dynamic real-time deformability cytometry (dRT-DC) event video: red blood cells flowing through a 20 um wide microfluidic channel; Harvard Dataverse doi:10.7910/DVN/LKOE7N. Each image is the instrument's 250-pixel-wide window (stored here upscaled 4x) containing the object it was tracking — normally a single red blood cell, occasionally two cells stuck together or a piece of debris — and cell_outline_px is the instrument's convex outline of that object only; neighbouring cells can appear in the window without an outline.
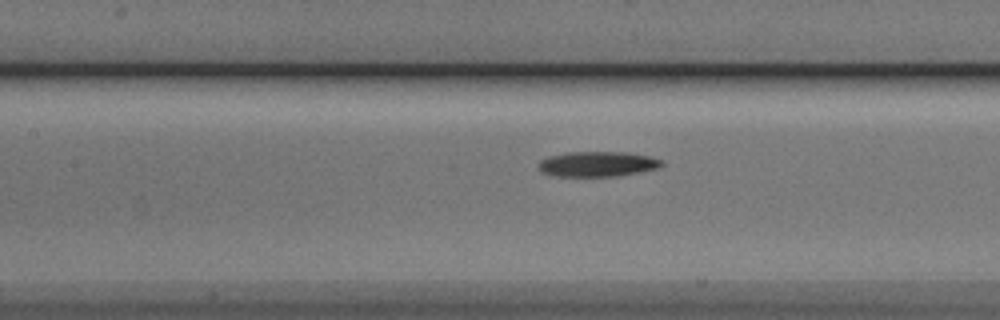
{"species": "Egyptian fruit bat (a non-hibernating species)", "species_latin": "Rousettus aegyptiacus", "temperature_condition": "cold", "stored_images_in_passage": 33, "camera_frame_rate_fps": 3000, "um_per_image_px": 0.085, "animal": {"sex": "male"}, "frame": {"image": 1, "passage_image": 21, "time_ms": 6.667, "image_size_px": [1000, 320], "cell_outline_px": [[664, 164], [660, 168], [620, 176], [552, 176], [540, 172], [536, 164], [540, 160], [548, 156], [568, 152], [628, 152], [648, 156], [660, 160]], "centroid_in_image_um": [50.74, 13.95], "position_along_channel_um": 156.7, "area_um2": 18.32}}
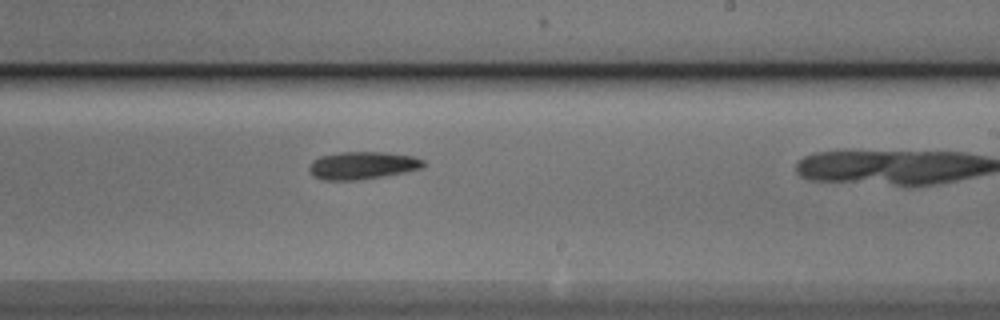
{"frame": {"image": 2, "passage_image": 29, "time_ms": 9.333, "image_size_px": [1000, 320], "cell_outline_px": [[424, 168], [384, 176], [356, 180], [324, 180], [312, 176], [308, 168], [312, 160], [320, 156], [340, 152], [384, 152], [416, 156], [424, 160]], "centroid_in_image_um": [30.81, 14.05], "position_along_channel_um": 258.2, "area_um2": 18.55}}
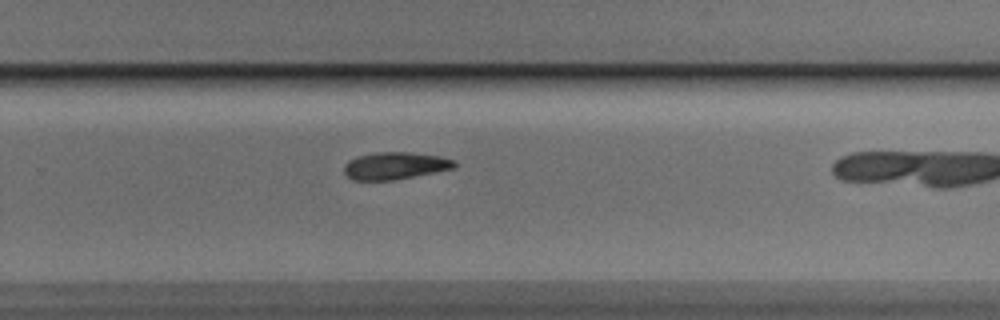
{"frame": {"image": 3, "passage_image": 32, "time_ms": 10.333, "image_size_px": [1000, 320], "cell_outline_px": [[456, 168], [436, 172], [392, 180], [352, 180], [344, 172], [344, 164], [348, 160], [356, 156], [376, 152], [408, 152], [440, 156], [456, 160]], "centroid_in_image_um": [33.58, 14.08], "position_along_channel_um": 296.2, "area_um2": 17.63}}